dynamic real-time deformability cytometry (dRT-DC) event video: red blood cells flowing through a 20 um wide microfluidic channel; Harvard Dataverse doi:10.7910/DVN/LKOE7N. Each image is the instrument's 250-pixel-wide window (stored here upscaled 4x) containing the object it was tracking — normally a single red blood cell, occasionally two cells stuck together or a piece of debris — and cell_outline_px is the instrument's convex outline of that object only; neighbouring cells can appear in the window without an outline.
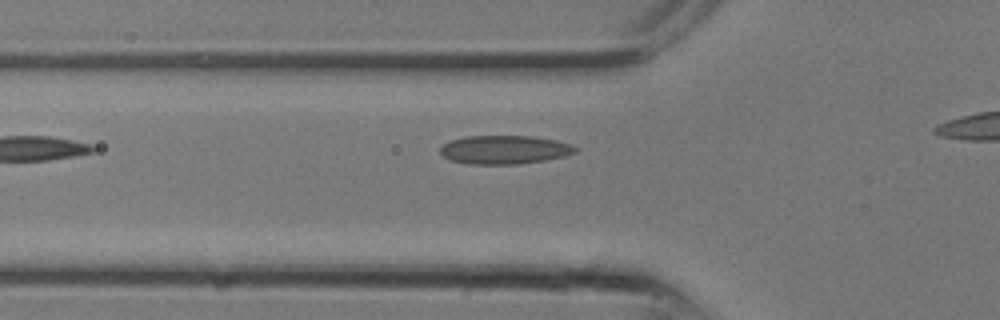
{"species": "common noctule bat (a hibernating species)", "species_latin": "Nyctalus noctula", "temperature_condition": "room temperature", "stored_images_in_passage": 5, "segment_of_instrument_passage": [1, 2], "camera_frame_rate_fps": 3000, "um_per_image_px": 0.085, "animal": {"sex": "male", "body_mass_g": 13.3}, "frame": {"image": 1, "passage_image": 2, "time_ms": 0.333, "image_size_px": [1000, 320], "cell_outline_px": [[576, 152], [564, 156], [544, 160], [516, 164], [468, 164], [448, 160], [440, 152], [440, 144], [448, 140], [464, 136], [532, 136], [556, 140], [572, 144], [576, 148]], "centroid_in_image_um": [42.81, 12.72], "position_along_channel_um": 83.0, "area_um2": 22.72}}
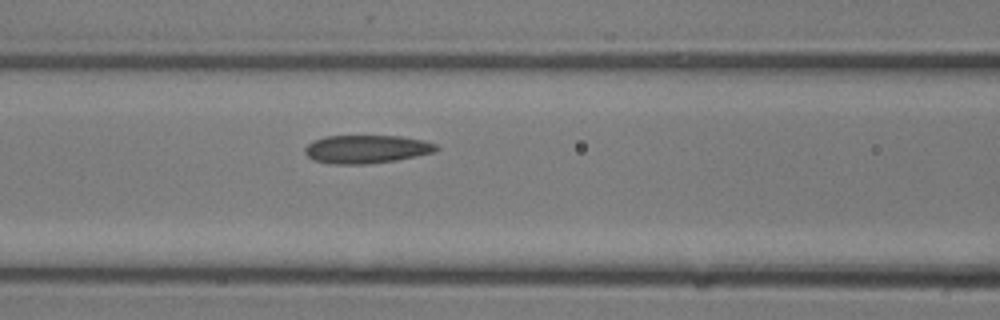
{"frame": {"image": 2, "passage_image": 4, "time_ms": 1.0, "image_size_px": [1000, 320], "cell_outline_px": [[440, 148], [436, 152], [396, 160], [368, 164], [328, 164], [312, 160], [304, 152], [304, 148], [308, 144], [324, 136], [400, 136], [424, 140], [436, 144]], "centroid_in_image_um": [31.16, 12.68], "position_along_channel_um": 135.4, "area_um2": 21.79}}